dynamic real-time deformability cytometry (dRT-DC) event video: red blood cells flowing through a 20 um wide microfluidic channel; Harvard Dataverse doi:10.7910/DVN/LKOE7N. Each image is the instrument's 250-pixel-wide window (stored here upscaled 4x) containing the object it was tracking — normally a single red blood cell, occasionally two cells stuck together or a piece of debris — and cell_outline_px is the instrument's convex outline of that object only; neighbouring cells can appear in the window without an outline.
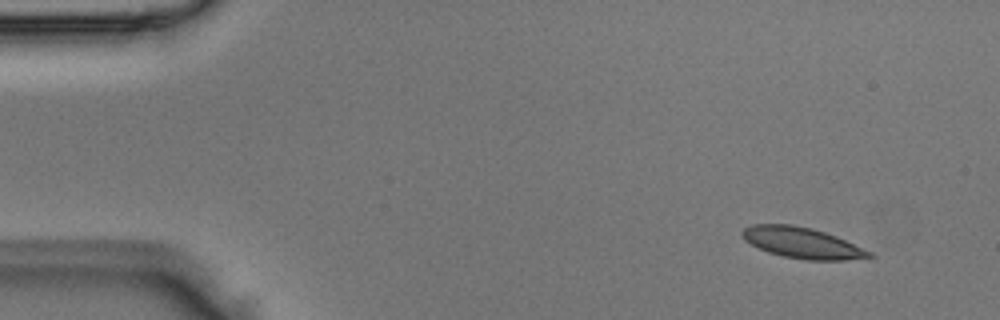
{"species": "Egyptian fruit bat (a non-hibernating species)", "species_latin": "Rousettus aegyptiacus", "temperature_condition": "room temperature", "stored_images_in_passage": 47, "camera_frame_rate_fps": 3000, "um_per_image_px": 0.085, "animal": {"sex": "male"}, "frame": {"image": 1, "passage_image": 1, "time_ms": 0.0, "image_size_px": [1000, 320], "cell_outline_px": [[876, 256], [844, 260], [808, 260], [784, 256], [768, 252], [744, 240], [740, 236], [740, 232], [744, 228], [752, 224], [792, 224], [812, 228], [836, 236], [872, 252]], "centroid_in_image_um": [68.16, 20.63], "position_along_channel_um": 16.8, "area_um2": 22.77}}
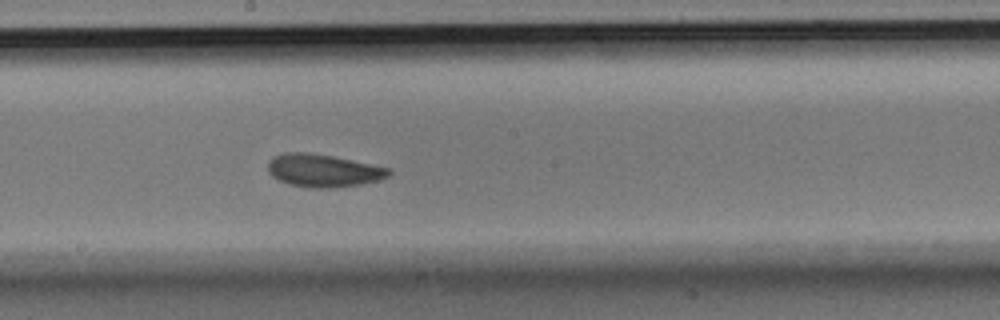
{"frame": {"image": 2, "passage_image": 24, "time_ms": 7.667, "image_size_px": [1000, 320], "cell_outline_px": [[392, 172], [388, 176], [380, 180], [360, 184], [336, 188], [308, 188], [288, 184], [272, 176], [268, 172], [268, 160], [272, 156], [284, 152], [308, 152], [332, 156], [392, 168]], "centroid_in_image_um": [27.47, 14.5], "position_along_channel_um": 220.7, "area_um2": 23.41}}
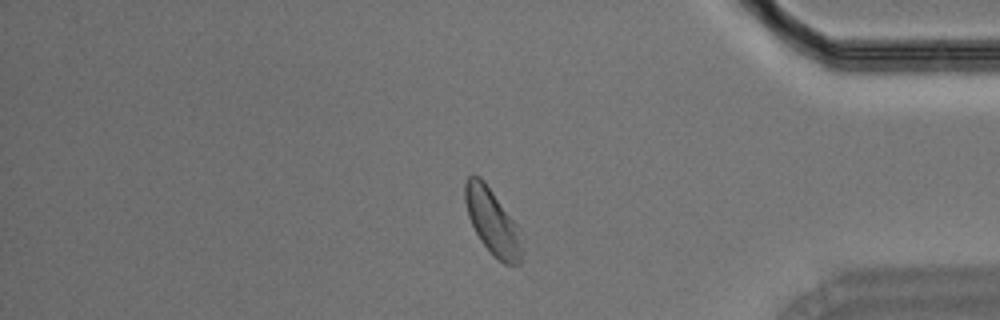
{"frame": {"image": 3, "passage_image": 39, "time_ms": 12.667, "image_size_px": [1000, 320], "cell_outline_px": [[524, 252], [520, 264], [504, 264], [492, 256], [480, 240], [468, 216], [464, 200], [464, 180], [472, 172], [480, 176], [484, 180], [516, 224], [524, 248]], "centroid_in_image_um": [41.84, 18.84], "position_along_channel_um": 393.4, "area_um2": 22.08}}